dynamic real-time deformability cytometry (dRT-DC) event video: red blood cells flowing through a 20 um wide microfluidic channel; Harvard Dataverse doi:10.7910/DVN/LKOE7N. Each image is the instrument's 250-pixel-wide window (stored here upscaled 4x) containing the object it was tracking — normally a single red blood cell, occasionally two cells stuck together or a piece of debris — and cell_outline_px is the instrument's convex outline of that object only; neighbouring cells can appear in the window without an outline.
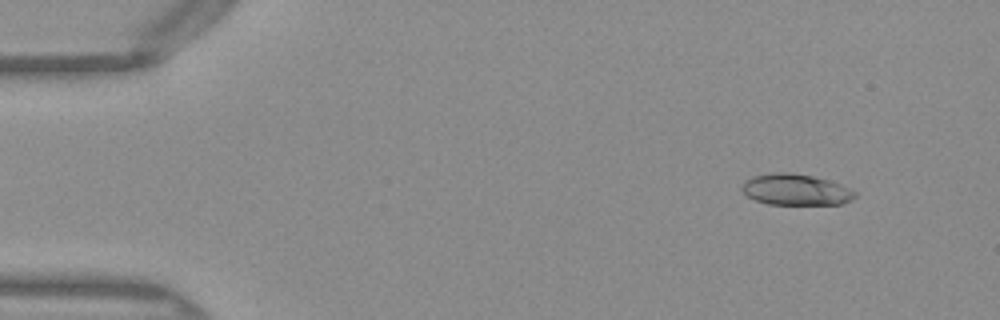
{"species": "Egyptian fruit bat (a non-hibernating species)", "species_latin": "Rousettus aegyptiacus", "temperature_condition": "warm", "stored_images_in_passage": 49, "camera_frame_rate_fps": 3000, "um_per_image_px": 0.085, "frame": {"image": 1, "passage_image": 4, "time_ms": 1.0, "image_size_px": [1000, 320], "cell_outline_px": [[856, 196], [852, 200], [840, 204], [768, 204], [756, 200], [748, 196], [740, 188], [744, 180], [752, 176], [772, 172], [788, 172], [812, 176], [828, 180], [840, 184], [856, 192]], "centroid_in_image_um": [67.61, 16.11], "position_along_channel_um": 17.4, "area_um2": 20.52}}
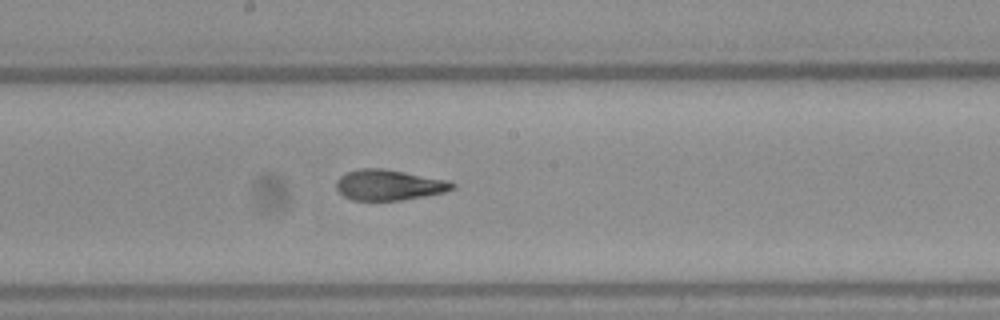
{"frame": {"image": 2, "passage_image": 26, "time_ms": 8.333, "image_size_px": [1000, 320], "cell_outline_px": [[456, 188], [444, 192], [424, 196], [400, 200], [352, 200], [344, 196], [336, 188], [336, 180], [340, 176], [348, 172], [360, 168], [384, 168], [448, 180], [456, 184]], "centroid_in_image_um": [33.07, 15.71], "position_along_channel_um": 215.1, "area_um2": 20.69}}
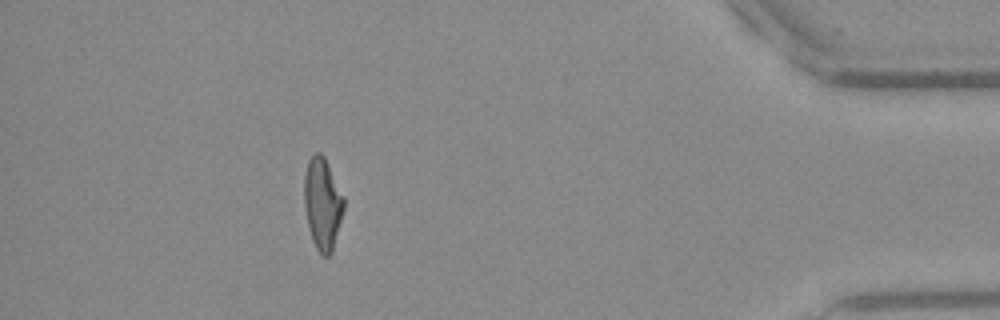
{"frame": {"image": 3, "passage_image": 44, "time_ms": 14.333, "image_size_px": [1000, 320], "cell_outline_px": [[344, 208], [332, 252], [328, 256], [324, 256], [316, 248], [312, 240], [308, 228], [304, 208], [304, 176], [308, 160], [316, 152], [320, 152], [324, 156], [344, 196]], "centroid_in_image_um": [27.4, 17.3], "position_along_channel_um": 407.8, "area_um2": 21.21}, "authors_computed_cell_mechanics": {"area_um2": 20.9814, "velocity_mm_per_s": 4.0684, "shape_relaxation_time_tau1_ms": 4.5104, "shape_relaxation_time_tau2_ms": 1.2827, "deformation_change_tau1": 0.2142, "deformation_change_tau2": 0.0935}}